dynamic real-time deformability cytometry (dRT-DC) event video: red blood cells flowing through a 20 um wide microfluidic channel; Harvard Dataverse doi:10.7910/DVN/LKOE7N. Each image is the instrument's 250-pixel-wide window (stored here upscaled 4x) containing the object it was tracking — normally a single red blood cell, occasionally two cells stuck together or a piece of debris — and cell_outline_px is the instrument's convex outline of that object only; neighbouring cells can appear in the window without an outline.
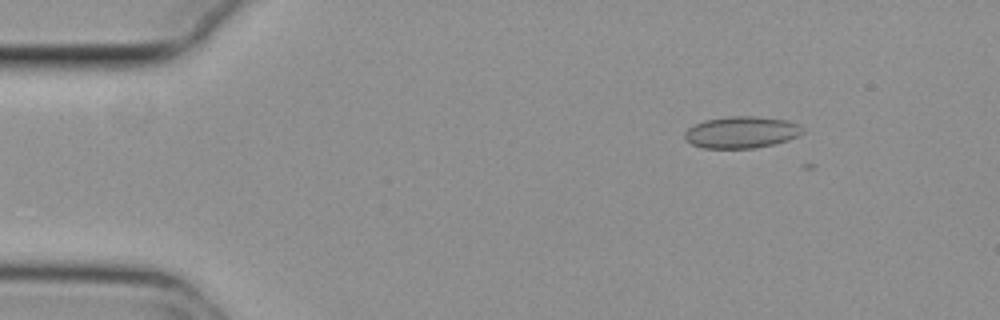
{"species": "common noctule bat (a hibernating species)", "species_latin": "Nyctalus noctula", "temperature_condition": "cold", "stored_images_in_passage": 11, "camera_frame_rate_fps": 3000, "um_per_image_px": 0.085, "animal": {"sex": "female", "body_mass_g": 29.2, "forearm_length_mm": 56.3}, "frame": {"image": 1, "passage_image": 5, "time_ms": 1.333, "image_size_px": [1000, 320], "cell_outline_px": [[804, 132], [788, 140], [772, 144], [752, 148], [704, 148], [692, 144], [684, 140], [684, 132], [688, 128], [704, 120], [728, 116], [756, 116], [788, 120], [804, 128]], "centroid_in_image_um": [63.0, 11.23], "position_along_channel_um": 22.0, "area_um2": 21.79}}